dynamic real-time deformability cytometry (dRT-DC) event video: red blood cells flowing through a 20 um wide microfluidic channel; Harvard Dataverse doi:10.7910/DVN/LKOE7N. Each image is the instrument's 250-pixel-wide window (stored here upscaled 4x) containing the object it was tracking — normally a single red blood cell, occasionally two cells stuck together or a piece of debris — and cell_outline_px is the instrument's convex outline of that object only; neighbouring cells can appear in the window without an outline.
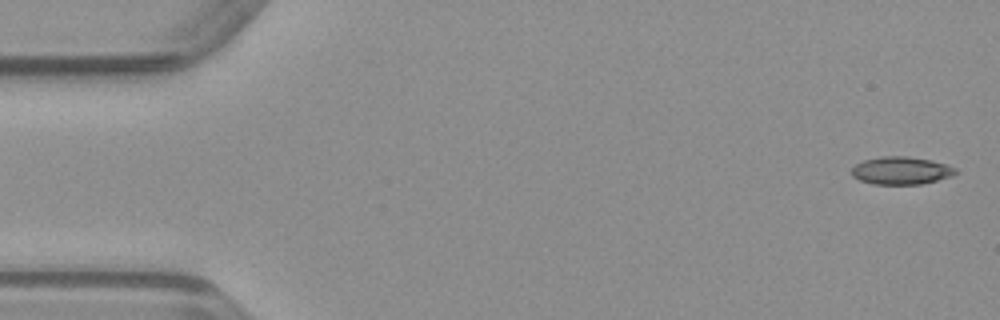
{"species": "common noctule bat (a hibernating species)", "species_latin": "Nyctalus noctula", "temperature_condition": "warm", "stored_images_in_passage": 14, "camera_frame_rate_fps": 3000, "um_per_image_px": 0.085, "animal": {"sex": "male", "body_mass_g": 23.1, "forearm_length_mm": 52.7}, "frame": {"image": 1, "passage_image": 2, "time_ms": 0.333, "image_size_px": [1000, 320], "cell_outline_px": [[960, 172], [952, 176], [920, 184], [872, 184], [860, 180], [852, 176], [852, 168], [856, 164], [864, 160], [880, 156], [908, 156], [932, 160], [948, 164], [956, 168]], "centroid_in_image_um": [76.63, 14.49], "position_along_channel_um": 8.4, "area_um2": 16.94}}
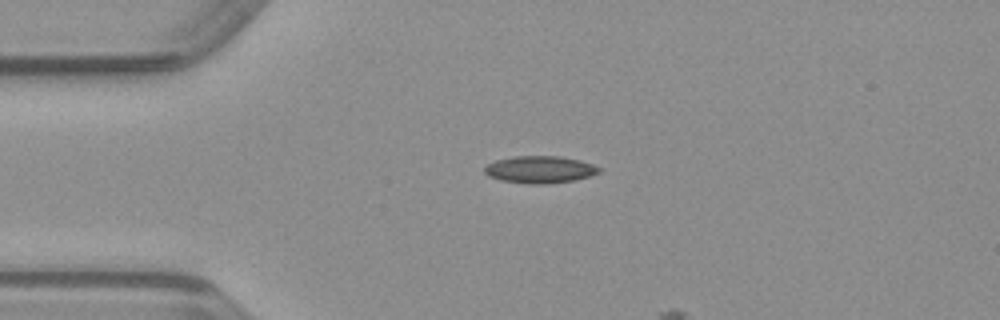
{"frame": {"image": 2, "passage_image": 12, "time_ms": 3.667, "image_size_px": [1000, 320], "cell_outline_px": [[600, 172], [588, 176], [572, 180], [544, 184], [528, 184], [500, 180], [488, 176], [484, 172], [484, 168], [488, 164], [496, 160], [516, 156], [560, 156], [580, 160], [592, 164], [600, 168]], "centroid_in_image_um": [45.86, 14.41], "position_along_channel_um": 39.1, "area_um2": 17.98}}